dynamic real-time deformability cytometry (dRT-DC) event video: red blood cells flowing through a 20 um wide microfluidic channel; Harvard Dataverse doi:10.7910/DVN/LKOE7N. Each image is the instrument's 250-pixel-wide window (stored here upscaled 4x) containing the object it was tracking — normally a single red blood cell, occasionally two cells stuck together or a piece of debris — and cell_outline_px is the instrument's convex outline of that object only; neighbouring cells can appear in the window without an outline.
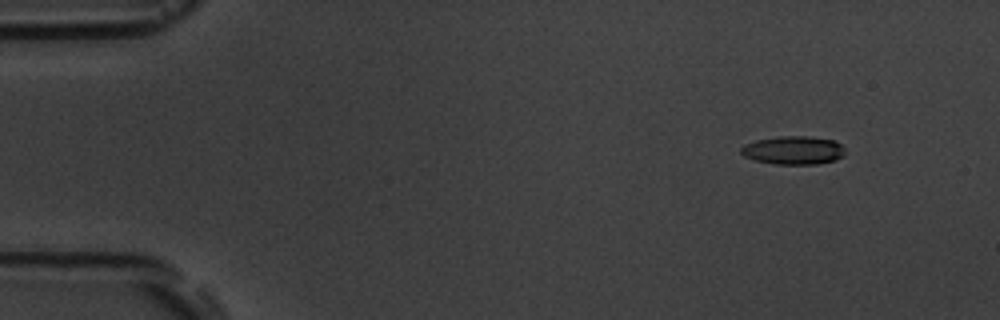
{"species": "common noctule bat (a hibernating species)", "species_latin": "Nyctalus noctula", "temperature_condition": "room temperature", "stored_images_in_passage": 5, "camera_frame_rate_fps": 3000, "um_per_image_px": 0.085, "animal": {"sex": "male", "body_mass_g": 19.5, "forearm_length_mm": 54.6}, "frame": {"image": 1, "passage_image": 2, "time_ms": 1.333, "image_size_px": [1000, 320], "cell_outline_px": [[844, 156], [836, 160], [816, 164], [772, 164], [756, 160], [744, 156], [740, 152], [740, 148], [744, 144], [756, 140], [780, 136], [808, 136], [836, 140], [844, 148]], "centroid_in_image_um": [67.45, 12.77], "position_along_channel_um": 17.6, "area_um2": 17.34}}
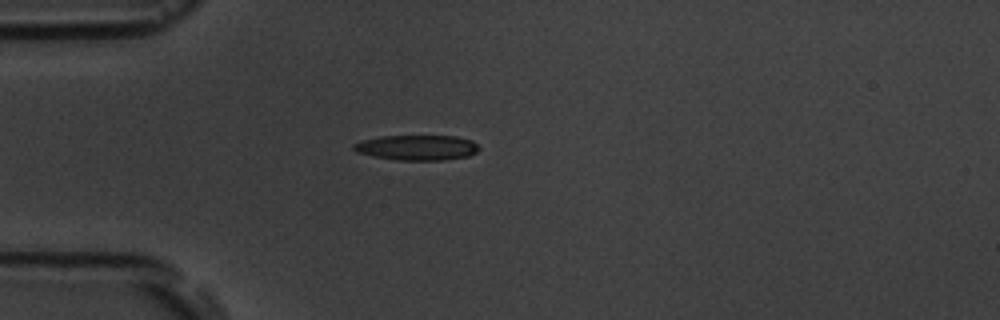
{"frame": {"image": 2, "passage_image": 5, "time_ms": 4.667, "image_size_px": [1000, 320], "cell_outline_px": [[480, 148], [476, 152], [468, 156], [444, 160], [396, 160], [372, 156], [356, 152], [352, 148], [352, 144], [364, 140], [380, 136], [456, 136], [472, 140]], "centroid_in_image_um": [35.43, 12.55], "position_along_channel_um": 49.6, "area_um2": 18.44}}